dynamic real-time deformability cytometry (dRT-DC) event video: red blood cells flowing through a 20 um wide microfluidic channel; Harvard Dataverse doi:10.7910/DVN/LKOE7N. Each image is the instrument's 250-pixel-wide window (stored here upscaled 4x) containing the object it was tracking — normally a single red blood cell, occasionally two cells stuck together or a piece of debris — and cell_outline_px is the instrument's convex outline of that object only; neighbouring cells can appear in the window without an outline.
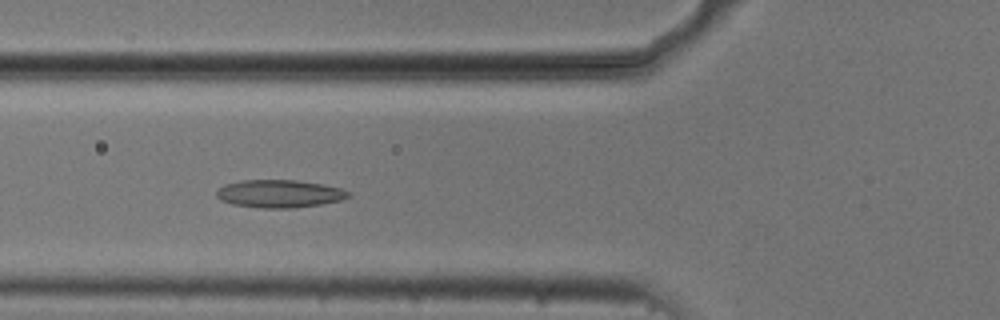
{"species": "common noctule bat (a hibernating species)", "species_latin": "Nyctalus noctula", "temperature_condition": "cold", "stored_images_in_passage": 40, "camera_frame_rate_fps": 3000, "um_per_image_px": 0.085, "animal": {"sex": "male", "body_mass_g": 20.5, "forearm_length_mm": 52.5}, "frame": {"image": 1, "passage_image": 6, "time_ms": 1.667, "image_size_px": [1000, 320], "cell_outline_px": [[352, 196], [344, 200], [296, 208], [260, 208], [232, 204], [220, 200], [216, 196], [216, 192], [224, 184], [244, 180], [296, 180], [324, 184], [340, 188], [352, 192]], "centroid_in_image_um": [23.8, 16.47], "position_along_channel_um": 102.0, "area_um2": 21.62}}
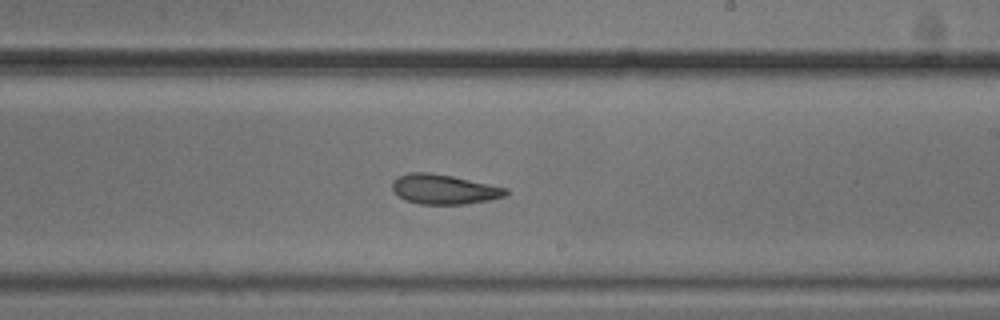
{"frame": {"image": 2, "passage_image": 18, "time_ms": 5.667, "image_size_px": [1000, 320], "cell_outline_px": [[508, 192], [504, 196], [488, 200], [464, 204], [420, 204], [404, 200], [392, 188], [392, 180], [408, 172], [428, 172], [452, 176], [508, 188]], "centroid_in_image_um": [37.72, 16.08], "position_along_channel_um": 251.3, "area_um2": 19.54}}
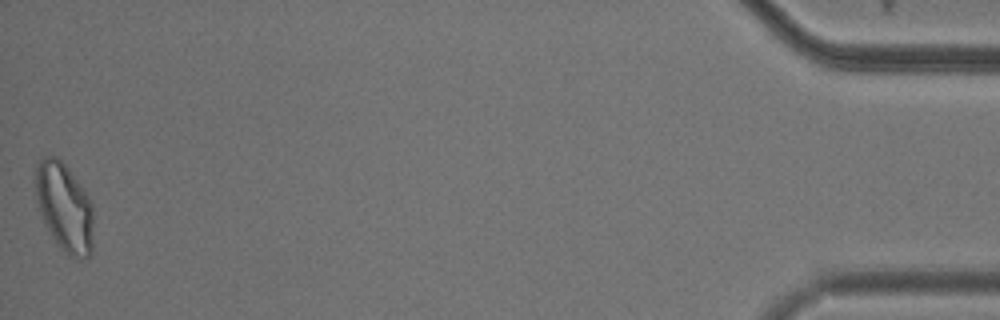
{"frame": {"image": 3, "passage_image": 40, "time_ms": 13.0, "image_size_px": [1000, 320], "cell_outline_px": [[92, 252], [88, 256], [80, 260], [68, 256], [56, 244], [36, 208], [32, 180], [40, 156], [56, 156], [68, 168], [84, 188], [92, 204]], "centroid_in_image_um": [5.41, 17.59], "position_along_channel_um": 429.8, "area_um2": 30.87}, "authors_computed_cell_mechanics": {"area_um2": 20.6635, "velocity_mm_per_s": 3.7196, "shape_relaxation_time_tau1_ms": null, "shape_relaxation_time_tau2_ms": 3.5368, "deformation_change_tau1": null, "deformation_change_tau2": 0.1086}}